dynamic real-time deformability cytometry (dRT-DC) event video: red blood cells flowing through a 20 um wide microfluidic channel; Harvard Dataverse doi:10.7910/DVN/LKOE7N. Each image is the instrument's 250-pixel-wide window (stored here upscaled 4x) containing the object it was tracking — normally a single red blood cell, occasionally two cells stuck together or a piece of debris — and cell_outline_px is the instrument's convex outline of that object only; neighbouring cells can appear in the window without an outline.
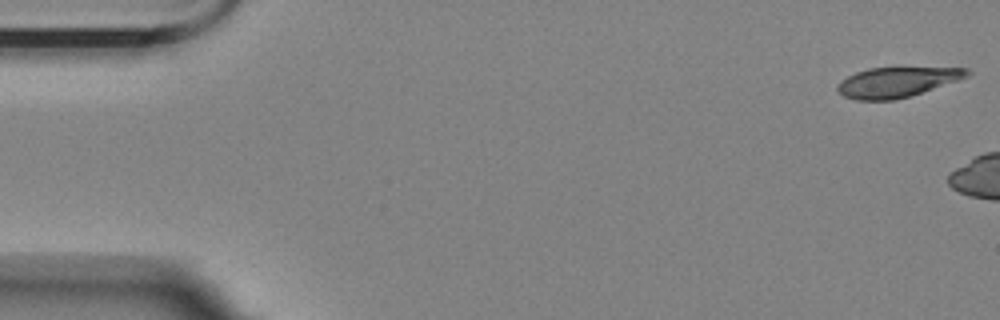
{"species": "Egyptian fruit bat (a non-hibernating species)", "species_latin": "Rousettus aegyptiacus", "temperature_condition": "room temperature", "stored_images_in_passage": 8, "camera_frame_rate_fps": 3000, "um_per_image_px": 0.085, "animal": {"sex": "female"}, "frame": {"image": 1, "passage_image": 1, "time_ms": 0.0, "image_size_px": [1000, 320], "cell_outline_px": [[972, 72], [968, 76], [908, 96], [892, 100], [856, 100], [844, 96], [836, 88], [840, 80], [856, 72], [868, 68], [968, 68]], "centroid_in_image_um": [76.18, 6.97], "position_along_channel_um": 8.8, "area_um2": 22.14}}